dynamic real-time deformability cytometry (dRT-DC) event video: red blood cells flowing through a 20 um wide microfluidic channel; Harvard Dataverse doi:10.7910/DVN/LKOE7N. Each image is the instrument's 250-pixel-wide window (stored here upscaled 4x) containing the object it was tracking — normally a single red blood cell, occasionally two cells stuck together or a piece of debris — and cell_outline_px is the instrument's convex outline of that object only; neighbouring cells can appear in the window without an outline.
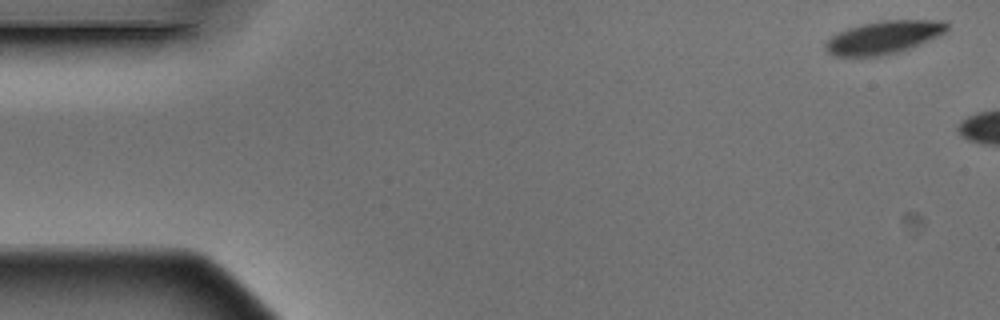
{"species": "Egyptian fruit bat (a non-hibernating species)", "species_latin": "Rousettus aegyptiacus", "temperature_condition": "warm", "stored_images_in_passage": 3, "camera_frame_rate_fps": 3000, "um_per_image_px": 0.085, "animal": {"sex": "male"}, "frame": {"image": 1, "passage_image": 1, "time_ms": 0.0, "image_size_px": [1000, 320], "cell_outline_px": [[948, 28], [944, 32], [928, 40], [908, 48], [896, 52], [880, 56], [832, 56], [824, 48], [824, 44], [836, 32], [848, 28], [864, 24], [884, 20], [944, 20], [948, 24]], "centroid_in_image_um": [75.07, 3.17], "position_along_channel_um": 9.9, "area_um2": 23.0}}